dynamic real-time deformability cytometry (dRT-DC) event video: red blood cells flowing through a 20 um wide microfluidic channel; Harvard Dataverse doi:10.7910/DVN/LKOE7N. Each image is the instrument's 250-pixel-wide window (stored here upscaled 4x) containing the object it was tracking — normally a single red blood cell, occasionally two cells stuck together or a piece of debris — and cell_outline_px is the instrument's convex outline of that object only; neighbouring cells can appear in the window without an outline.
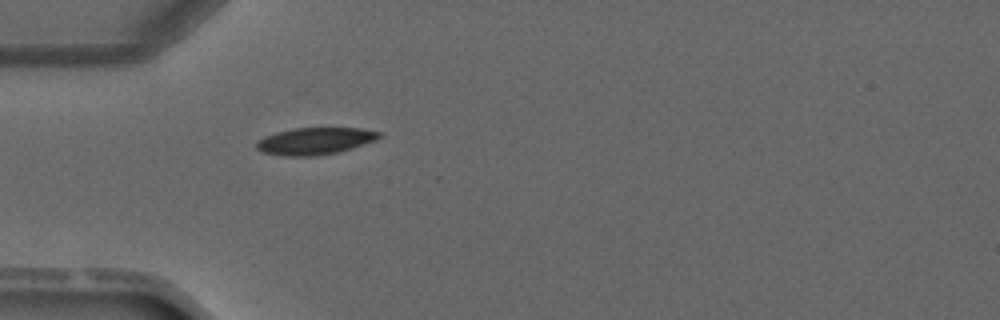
{"species": "common noctule bat (a hibernating species)", "species_latin": "Nyctalus noctula", "temperature_condition": "warm", "stored_images_in_passage": 1, "camera_frame_rate_fps": 3000, "um_per_image_px": 0.085, "animal": {"sex": "male", "forearm_length_mm": 52.5}, "frame": {"image": 1, "passage_image": 1, "time_ms": 0.0, "image_size_px": [1000, 320], "cell_outline_px": [[380, 136], [376, 140], [352, 148], [336, 152], [316, 156], [284, 156], [264, 152], [256, 148], [256, 140], [264, 136], [276, 132], [296, 128], [360, 128], [380, 132]], "centroid_in_image_um": [26.74, 11.98], "position_along_channel_um": 58.3, "area_um2": 19.19}}